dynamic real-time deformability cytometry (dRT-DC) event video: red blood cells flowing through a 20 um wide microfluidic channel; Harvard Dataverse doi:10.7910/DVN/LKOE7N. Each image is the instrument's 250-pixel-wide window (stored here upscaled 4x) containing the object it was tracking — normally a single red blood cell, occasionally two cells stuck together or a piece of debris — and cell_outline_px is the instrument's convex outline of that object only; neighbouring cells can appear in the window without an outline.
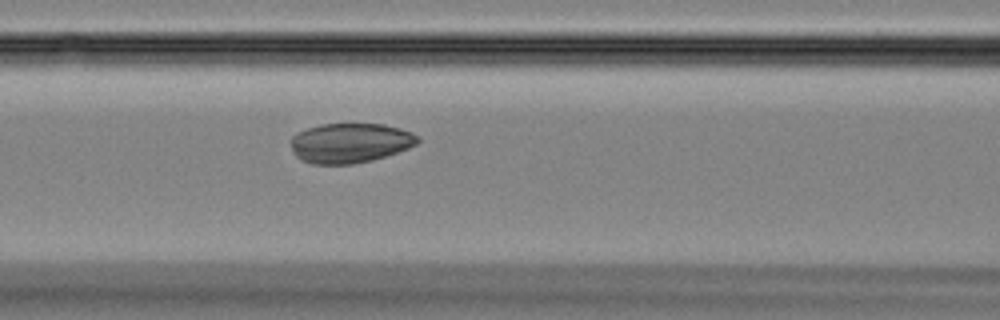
{"species": "Egyptian fruit bat (a non-hibernating species)", "species_latin": "Rousettus aegyptiacus", "temperature_condition": "room temperature", "stored_images_in_passage": 44, "camera_frame_rate_fps": 3000, "um_per_image_px": 0.085, "animal": {"sex": "female"}, "frame": {"image": 1, "passage_image": 20, "time_ms": 6.333, "image_size_px": [1000, 320], "cell_outline_px": [[420, 140], [416, 144], [408, 148], [372, 160], [352, 164], [312, 164], [300, 160], [292, 152], [288, 140], [296, 132], [320, 124], [384, 124], [400, 128], [412, 132], [420, 136]], "centroid_in_image_um": [29.71, 12.15], "position_along_channel_um": 136.9, "area_um2": 29.71}}
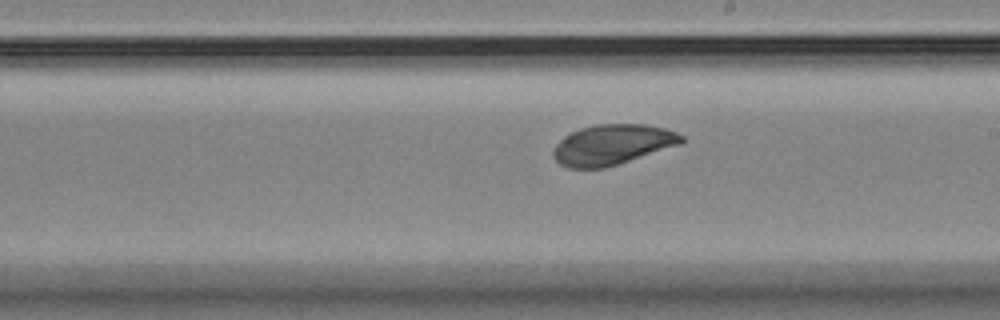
{"frame": {"image": 2, "passage_image": 27, "time_ms": 8.667, "image_size_px": [1000, 320], "cell_outline_px": [[684, 140], [680, 144], [604, 168], [568, 168], [560, 164], [552, 156], [552, 148], [564, 136], [580, 128], [596, 124], [644, 124], [664, 128], [676, 132], [684, 136]], "centroid_in_image_um": [52.01, 12.29], "position_along_channel_um": 237.0, "area_um2": 29.94}}
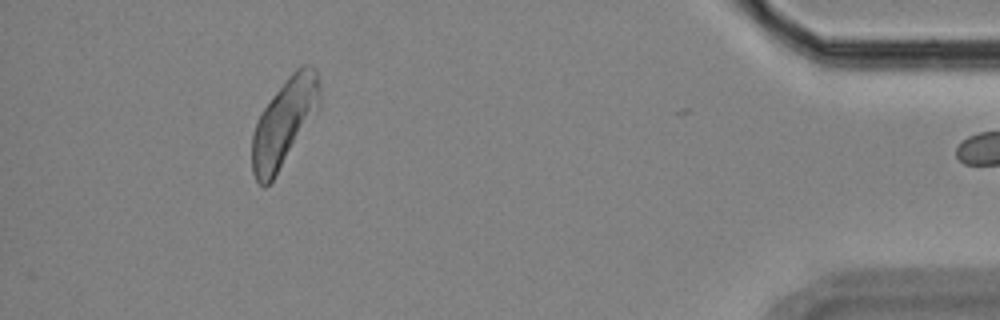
{"frame": {"image": 3, "passage_image": 43, "time_ms": 14.0, "image_size_px": [1000, 320], "cell_outline_px": [[320, 108], [276, 176], [264, 188], [256, 180], [252, 172], [252, 136], [256, 120], [260, 112], [272, 96], [292, 72], [296, 68], [304, 64], [308, 64], [316, 68], [320, 84]], "centroid_in_image_um": [24.17, 10.4], "position_along_channel_um": 411.0, "area_um2": 34.74}}